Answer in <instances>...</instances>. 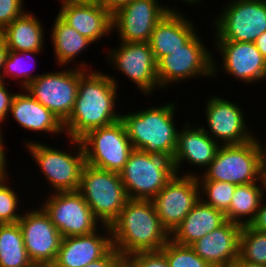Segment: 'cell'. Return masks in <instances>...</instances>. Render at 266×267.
Listing matches in <instances>:
<instances>
[{"label": "cell", "mask_w": 266, "mask_h": 267, "mask_svg": "<svg viewBox=\"0 0 266 267\" xmlns=\"http://www.w3.org/2000/svg\"><path fill=\"white\" fill-rule=\"evenodd\" d=\"M110 75L96 68L92 71L80 68L75 104L70 116L63 122L64 138L80 139L89 130L121 120V112L116 109L120 79Z\"/></svg>", "instance_id": "cell-1"}, {"label": "cell", "mask_w": 266, "mask_h": 267, "mask_svg": "<svg viewBox=\"0 0 266 267\" xmlns=\"http://www.w3.org/2000/svg\"><path fill=\"white\" fill-rule=\"evenodd\" d=\"M110 229L112 245L124 258L137 252L160 251L170 240L152 200L129 199Z\"/></svg>", "instance_id": "cell-2"}, {"label": "cell", "mask_w": 266, "mask_h": 267, "mask_svg": "<svg viewBox=\"0 0 266 267\" xmlns=\"http://www.w3.org/2000/svg\"><path fill=\"white\" fill-rule=\"evenodd\" d=\"M177 105L170 100L161 106L151 105L126 114L121 112V121L133 149L173 159L179 131L174 119Z\"/></svg>", "instance_id": "cell-3"}, {"label": "cell", "mask_w": 266, "mask_h": 267, "mask_svg": "<svg viewBox=\"0 0 266 267\" xmlns=\"http://www.w3.org/2000/svg\"><path fill=\"white\" fill-rule=\"evenodd\" d=\"M30 140L28 138L22 143L51 188L49 189L51 193L78 191L81 172L86 164L80 139H67L70 147L66 144V149H57L52 145L41 143V140L39 142ZM68 148L69 152L66 151Z\"/></svg>", "instance_id": "cell-4"}, {"label": "cell", "mask_w": 266, "mask_h": 267, "mask_svg": "<svg viewBox=\"0 0 266 267\" xmlns=\"http://www.w3.org/2000/svg\"><path fill=\"white\" fill-rule=\"evenodd\" d=\"M196 177L236 185L265 182L259 137L239 145H220L214 160Z\"/></svg>", "instance_id": "cell-5"}, {"label": "cell", "mask_w": 266, "mask_h": 267, "mask_svg": "<svg viewBox=\"0 0 266 267\" xmlns=\"http://www.w3.org/2000/svg\"><path fill=\"white\" fill-rule=\"evenodd\" d=\"M78 192L96 219L110 226L129 200L120 173L98 169L87 164L81 172Z\"/></svg>", "instance_id": "cell-6"}, {"label": "cell", "mask_w": 266, "mask_h": 267, "mask_svg": "<svg viewBox=\"0 0 266 267\" xmlns=\"http://www.w3.org/2000/svg\"><path fill=\"white\" fill-rule=\"evenodd\" d=\"M176 175L169 157L147 154L133 149L120 172L129 199L152 200Z\"/></svg>", "instance_id": "cell-7"}, {"label": "cell", "mask_w": 266, "mask_h": 267, "mask_svg": "<svg viewBox=\"0 0 266 267\" xmlns=\"http://www.w3.org/2000/svg\"><path fill=\"white\" fill-rule=\"evenodd\" d=\"M227 2V3H226ZM212 21L213 41L255 42L266 32V0H226ZM215 19V20H214Z\"/></svg>", "instance_id": "cell-8"}, {"label": "cell", "mask_w": 266, "mask_h": 267, "mask_svg": "<svg viewBox=\"0 0 266 267\" xmlns=\"http://www.w3.org/2000/svg\"><path fill=\"white\" fill-rule=\"evenodd\" d=\"M199 33L198 31L180 49L163 56L157 62V77L161 90L166 91L174 83L179 85L180 82L197 77L212 80L213 51L203 43V37Z\"/></svg>", "instance_id": "cell-9"}, {"label": "cell", "mask_w": 266, "mask_h": 267, "mask_svg": "<svg viewBox=\"0 0 266 267\" xmlns=\"http://www.w3.org/2000/svg\"><path fill=\"white\" fill-rule=\"evenodd\" d=\"M89 166L120 173L133 150L121 120L104 127L89 130L80 138Z\"/></svg>", "instance_id": "cell-10"}, {"label": "cell", "mask_w": 266, "mask_h": 267, "mask_svg": "<svg viewBox=\"0 0 266 267\" xmlns=\"http://www.w3.org/2000/svg\"><path fill=\"white\" fill-rule=\"evenodd\" d=\"M106 52L107 64L110 63L117 72L122 73L141 94L153 96L160 89L157 77V61L149 42H121Z\"/></svg>", "instance_id": "cell-11"}, {"label": "cell", "mask_w": 266, "mask_h": 267, "mask_svg": "<svg viewBox=\"0 0 266 267\" xmlns=\"http://www.w3.org/2000/svg\"><path fill=\"white\" fill-rule=\"evenodd\" d=\"M70 67L61 66L57 71L43 72L25 87L34 99L62 122L73 110L80 80V68Z\"/></svg>", "instance_id": "cell-12"}, {"label": "cell", "mask_w": 266, "mask_h": 267, "mask_svg": "<svg viewBox=\"0 0 266 267\" xmlns=\"http://www.w3.org/2000/svg\"><path fill=\"white\" fill-rule=\"evenodd\" d=\"M48 194L40 206L62 237L88 235L102 226L78 191Z\"/></svg>", "instance_id": "cell-13"}, {"label": "cell", "mask_w": 266, "mask_h": 267, "mask_svg": "<svg viewBox=\"0 0 266 267\" xmlns=\"http://www.w3.org/2000/svg\"><path fill=\"white\" fill-rule=\"evenodd\" d=\"M219 95L206 99L204 120L207 125H200L202 129L219 145H239L254 139L257 134L250 130L249 120L246 119L247 113L245 114L241 104L238 105L233 100Z\"/></svg>", "instance_id": "cell-14"}, {"label": "cell", "mask_w": 266, "mask_h": 267, "mask_svg": "<svg viewBox=\"0 0 266 267\" xmlns=\"http://www.w3.org/2000/svg\"><path fill=\"white\" fill-rule=\"evenodd\" d=\"M214 48L219 52L222 63L218 62L213 53L212 74L214 78L224 72L244 85L266 83V60L253 42L213 41ZM218 64H217V63ZM221 63V64H220ZM220 65V66H218ZM222 65V66H221ZM222 69V70H219ZM249 84V85H248Z\"/></svg>", "instance_id": "cell-15"}, {"label": "cell", "mask_w": 266, "mask_h": 267, "mask_svg": "<svg viewBox=\"0 0 266 267\" xmlns=\"http://www.w3.org/2000/svg\"><path fill=\"white\" fill-rule=\"evenodd\" d=\"M159 0H133L112 14V31L121 42H149L156 24L176 5ZM164 4V5H163Z\"/></svg>", "instance_id": "cell-16"}, {"label": "cell", "mask_w": 266, "mask_h": 267, "mask_svg": "<svg viewBox=\"0 0 266 267\" xmlns=\"http://www.w3.org/2000/svg\"><path fill=\"white\" fill-rule=\"evenodd\" d=\"M28 207H22L25 211L18 221L28 256L34 264L52 265L63 237L40 206Z\"/></svg>", "instance_id": "cell-17"}, {"label": "cell", "mask_w": 266, "mask_h": 267, "mask_svg": "<svg viewBox=\"0 0 266 267\" xmlns=\"http://www.w3.org/2000/svg\"><path fill=\"white\" fill-rule=\"evenodd\" d=\"M199 200L197 177L176 174L152 202L162 225L171 234Z\"/></svg>", "instance_id": "cell-18"}, {"label": "cell", "mask_w": 266, "mask_h": 267, "mask_svg": "<svg viewBox=\"0 0 266 267\" xmlns=\"http://www.w3.org/2000/svg\"><path fill=\"white\" fill-rule=\"evenodd\" d=\"M184 123L178 131L176 152L172 160L176 174L197 176L204 172L214 160L220 145L201 126L193 125L189 120ZM184 162L189 167L193 165L192 167H199L203 170L199 173V171L191 170L189 172L186 169V172L182 173L184 171L182 166H185Z\"/></svg>", "instance_id": "cell-19"}, {"label": "cell", "mask_w": 266, "mask_h": 267, "mask_svg": "<svg viewBox=\"0 0 266 267\" xmlns=\"http://www.w3.org/2000/svg\"><path fill=\"white\" fill-rule=\"evenodd\" d=\"M110 226L102 225L88 235L63 237L53 267H85L102 258L111 248Z\"/></svg>", "instance_id": "cell-20"}, {"label": "cell", "mask_w": 266, "mask_h": 267, "mask_svg": "<svg viewBox=\"0 0 266 267\" xmlns=\"http://www.w3.org/2000/svg\"><path fill=\"white\" fill-rule=\"evenodd\" d=\"M57 15L78 33L98 45L97 41L114 34L112 14L98 0L60 4ZM111 33V34H110Z\"/></svg>", "instance_id": "cell-21"}, {"label": "cell", "mask_w": 266, "mask_h": 267, "mask_svg": "<svg viewBox=\"0 0 266 267\" xmlns=\"http://www.w3.org/2000/svg\"><path fill=\"white\" fill-rule=\"evenodd\" d=\"M180 9H171L151 33L149 45L157 62L180 49L198 32V25Z\"/></svg>", "instance_id": "cell-22"}, {"label": "cell", "mask_w": 266, "mask_h": 267, "mask_svg": "<svg viewBox=\"0 0 266 267\" xmlns=\"http://www.w3.org/2000/svg\"><path fill=\"white\" fill-rule=\"evenodd\" d=\"M242 226L226 221L222 226L194 242L191 247L212 267H230L239 257Z\"/></svg>", "instance_id": "cell-23"}, {"label": "cell", "mask_w": 266, "mask_h": 267, "mask_svg": "<svg viewBox=\"0 0 266 267\" xmlns=\"http://www.w3.org/2000/svg\"><path fill=\"white\" fill-rule=\"evenodd\" d=\"M20 91L15 92L12 99L9 118L13 117L19 127L33 133L65 135L64 124L59 117L34 99L25 88Z\"/></svg>", "instance_id": "cell-24"}, {"label": "cell", "mask_w": 266, "mask_h": 267, "mask_svg": "<svg viewBox=\"0 0 266 267\" xmlns=\"http://www.w3.org/2000/svg\"><path fill=\"white\" fill-rule=\"evenodd\" d=\"M225 214L201 199L170 234L174 242L191 246L194 242L222 226L226 222Z\"/></svg>", "instance_id": "cell-25"}, {"label": "cell", "mask_w": 266, "mask_h": 267, "mask_svg": "<svg viewBox=\"0 0 266 267\" xmlns=\"http://www.w3.org/2000/svg\"><path fill=\"white\" fill-rule=\"evenodd\" d=\"M51 28L52 29L49 31L51 34L50 41L53 47V56H55L54 59L57 67L58 65L59 67H68L70 66L69 64H73L72 67L75 66L84 70H92L86 63H84V61L75 62L76 57L78 58L83 51L85 52L88 50V47L95 43L78 33L74 28L65 23L57 14ZM71 61L73 63H71Z\"/></svg>", "instance_id": "cell-26"}, {"label": "cell", "mask_w": 266, "mask_h": 267, "mask_svg": "<svg viewBox=\"0 0 266 267\" xmlns=\"http://www.w3.org/2000/svg\"><path fill=\"white\" fill-rule=\"evenodd\" d=\"M34 14L25 11L2 30L8 50L16 52L44 51L46 29H44L43 22Z\"/></svg>", "instance_id": "cell-27"}, {"label": "cell", "mask_w": 266, "mask_h": 267, "mask_svg": "<svg viewBox=\"0 0 266 267\" xmlns=\"http://www.w3.org/2000/svg\"><path fill=\"white\" fill-rule=\"evenodd\" d=\"M266 193V182L237 185L225 214L226 220L241 226L249 225L255 218Z\"/></svg>", "instance_id": "cell-28"}, {"label": "cell", "mask_w": 266, "mask_h": 267, "mask_svg": "<svg viewBox=\"0 0 266 267\" xmlns=\"http://www.w3.org/2000/svg\"><path fill=\"white\" fill-rule=\"evenodd\" d=\"M18 223L0 224V267H32Z\"/></svg>", "instance_id": "cell-29"}, {"label": "cell", "mask_w": 266, "mask_h": 267, "mask_svg": "<svg viewBox=\"0 0 266 267\" xmlns=\"http://www.w3.org/2000/svg\"><path fill=\"white\" fill-rule=\"evenodd\" d=\"M43 51H26V52H16L8 50L7 56L5 58L4 67L1 75V80L6 81L7 78H12L11 80L18 81L20 88L24 89L31 81L35 80L42 73L32 74L31 68H28L25 59L27 56L28 60L33 59V63H35L38 54ZM34 56V58H32ZM25 57V58H24ZM27 64V65H26ZM31 65V64H30ZM33 67V66H32ZM7 77V78H6ZM17 79V80H16ZM20 82V83H19Z\"/></svg>", "instance_id": "cell-30"}, {"label": "cell", "mask_w": 266, "mask_h": 267, "mask_svg": "<svg viewBox=\"0 0 266 267\" xmlns=\"http://www.w3.org/2000/svg\"><path fill=\"white\" fill-rule=\"evenodd\" d=\"M239 257L244 261L266 266V233L256 231L249 225L242 226Z\"/></svg>", "instance_id": "cell-31"}, {"label": "cell", "mask_w": 266, "mask_h": 267, "mask_svg": "<svg viewBox=\"0 0 266 267\" xmlns=\"http://www.w3.org/2000/svg\"><path fill=\"white\" fill-rule=\"evenodd\" d=\"M200 187V199L226 214L236 188V184L222 181H198Z\"/></svg>", "instance_id": "cell-32"}, {"label": "cell", "mask_w": 266, "mask_h": 267, "mask_svg": "<svg viewBox=\"0 0 266 267\" xmlns=\"http://www.w3.org/2000/svg\"><path fill=\"white\" fill-rule=\"evenodd\" d=\"M9 176L11 174L8 172L0 176V224L18 223L23 214L22 208L19 209V206H22L19 203L21 201L20 204H22L23 201L19 197L21 194H18L20 193L18 191L15 192L16 187H11L13 184L9 182L10 180L12 182Z\"/></svg>", "instance_id": "cell-33"}, {"label": "cell", "mask_w": 266, "mask_h": 267, "mask_svg": "<svg viewBox=\"0 0 266 267\" xmlns=\"http://www.w3.org/2000/svg\"><path fill=\"white\" fill-rule=\"evenodd\" d=\"M160 251L165 255L169 267H212L191 246L178 244L171 239Z\"/></svg>", "instance_id": "cell-34"}, {"label": "cell", "mask_w": 266, "mask_h": 267, "mask_svg": "<svg viewBox=\"0 0 266 267\" xmlns=\"http://www.w3.org/2000/svg\"><path fill=\"white\" fill-rule=\"evenodd\" d=\"M127 259L134 267H169L165 255L161 251L137 252Z\"/></svg>", "instance_id": "cell-35"}, {"label": "cell", "mask_w": 266, "mask_h": 267, "mask_svg": "<svg viewBox=\"0 0 266 267\" xmlns=\"http://www.w3.org/2000/svg\"><path fill=\"white\" fill-rule=\"evenodd\" d=\"M23 4L24 0H0V31L26 11Z\"/></svg>", "instance_id": "cell-36"}, {"label": "cell", "mask_w": 266, "mask_h": 267, "mask_svg": "<svg viewBox=\"0 0 266 267\" xmlns=\"http://www.w3.org/2000/svg\"><path fill=\"white\" fill-rule=\"evenodd\" d=\"M7 82L0 79V126L8 119L11 102L15 93L8 90Z\"/></svg>", "instance_id": "cell-37"}, {"label": "cell", "mask_w": 266, "mask_h": 267, "mask_svg": "<svg viewBox=\"0 0 266 267\" xmlns=\"http://www.w3.org/2000/svg\"><path fill=\"white\" fill-rule=\"evenodd\" d=\"M124 257L112 247L102 258L89 263L85 267H117Z\"/></svg>", "instance_id": "cell-38"}, {"label": "cell", "mask_w": 266, "mask_h": 267, "mask_svg": "<svg viewBox=\"0 0 266 267\" xmlns=\"http://www.w3.org/2000/svg\"><path fill=\"white\" fill-rule=\"evenodd\" d=\"M266 193L260 203L259 209L256 212L254 220L249 224V226L260 232L266 233ZM265 199V200H264Z\"/></svg>", "instance_id": "cell-39"}, {"label": "cell", "mask_w": 266, "mask_h": 267, "mask_svg": "<svg viewBox=\"0 0 266 267\" xmlns=\"http://www.w3.org/2000/svg\"><path fill=\"white\" fill-rule=\"evenodd\" d=\"M2 126H0V176L6 174L8 171V159H6V147L5 141H4V136L2 131Z\"/></svg>", "instance_id": "cell-40"}, {"label": "cell", "mask_w": 266, "mask_h": 267, "mask_svg": "<svg viewBox=\"0 0 266 267\" xmlns=\"http://www.w3.org/2000/svg\"><path fill=\"white\" fill-rule=\"evenodd\" d=\"M111 14L131 3L133 0H98Z\"/></svg>", "instance_id": "cell-41"}, {"label": "cell", "mask_w": 266, "mask_h": 267, "mask_svg": "<svg viewBox=\"0 0 266 267\" xmlns=\"http://www.w3.org/2000/svg\"><path fill=\"white\" fill-rule=\"evenodd\" d=\"M8 49L2 34V31H0V79L4 67L5 58L7 56Z\"/></svg>", "instance_id": "cell-42"}, {"label": "cell", "mask_w": 266, "mask_h": 267, "mask_svg": "<svg viewBox=\"0 0 266 267\" xmlns=\"http://www.w3.org/2000/svg\"><path fill=\"white\" fill-rule=\"evenodd\" d=\"M256 48L262 54L263 58L266 60V32L262 33L258 38L255 40Z\"/></svg>", "instance_id": "cell-43"}, {"label": "cell", "mask_w": 266, "mask_h": 267, "mask_svg": "<svg viewBox=\"0 0 266 267\" xmlns=\"http://www.w3.org/2000/svg\"><path fill=\"white\" fill-rule=\"evenodd\" d=\"M230 267H266V266L244 261L240 257H238Z\"/></svg>", "instance_id": "cell-44"}, {"label": "cell", "mask_w": 266, "mask_h": 267, "mask_svg": "<svg viewBox=\"0 0 266 267\" xmlns=\"http://www.w3.org/2000/svg\"><path fill=\"white\" fill-rule=\"evenodd\" d=\"M266 142V141H265ZM262 144L263 142L260 141L259 139V144H260V147H261V153H262V163H263V167L265 168L266 167V144ZM264 145V146H263Z\"/></svg>", "instance_id": "cell-45"}, {"label": "cell", "mask_w": 266, "mask_h": 267, "mask_svg": "<svg viewBox=\"0 0 266 267\" xmlns=\"http://www.w3.org/2000/svg\"><path fill=\"white\" fill-rule=\"evenodd\" d=\"M117 267H134L133 264L127 259L124 258L118 265Z\"/></svg>", "instance_id": "cell-46"}, {"label": "cell", "mask_w": 266, "mask_h": 267, "mask_svg": "<svg viewBox=\"0 0 266 267\" xmlns=\"http://www.w3.org/2000/svg\"><path fill=\"white\" fill-rule=\"evenodd\" d=\"M178 1H183V2H185V4L187 3L188 5H192V6H198V4L200 5L203 1L201 0H178ZM196 4V5H195Z\"/></svg>", "instance_id": "cell-47"}, {"label": "cell", "mask_w": 266, "mask_h": 267, "mask_svg": "<svg viewBox=\"0 0 266 267\" xmlns=\"http://www.w3.org/2000/svg\"><path fill=\"white\" fill-rule=\"evenodd\" d=\"M60 4L66 3V2H90V1H95V0H58Z\"/></svg>", "instance_id": "cell-48"}, {"label": "cell", "mask_w": 266, "mask_h": 267, "mask_svg": "<svg viewBox=\"0 0 266 267\" xmlns=\"http://www.w3.org/2000/svg\"><path fill=\"white\" fill-rule=\"evenodd\" d=\"M32 267H53L52 265H39V264H34Z\"/></svg>", "instance_id": "cell-49"}, {"label": "cell", "mask_w": 266, "mask_h": 267, "mask_svg": "<svg viewBox=\"0 0 266 267\" xmlns=\"http://www.w3.org/2000/svg\"><path fill=\"white\" fill-rule=\"evenodd\" d=\"M264 179H265V182H266V167L264 168Z\"/></svg>", "instance_id": "cell-50"}]
</instances>
